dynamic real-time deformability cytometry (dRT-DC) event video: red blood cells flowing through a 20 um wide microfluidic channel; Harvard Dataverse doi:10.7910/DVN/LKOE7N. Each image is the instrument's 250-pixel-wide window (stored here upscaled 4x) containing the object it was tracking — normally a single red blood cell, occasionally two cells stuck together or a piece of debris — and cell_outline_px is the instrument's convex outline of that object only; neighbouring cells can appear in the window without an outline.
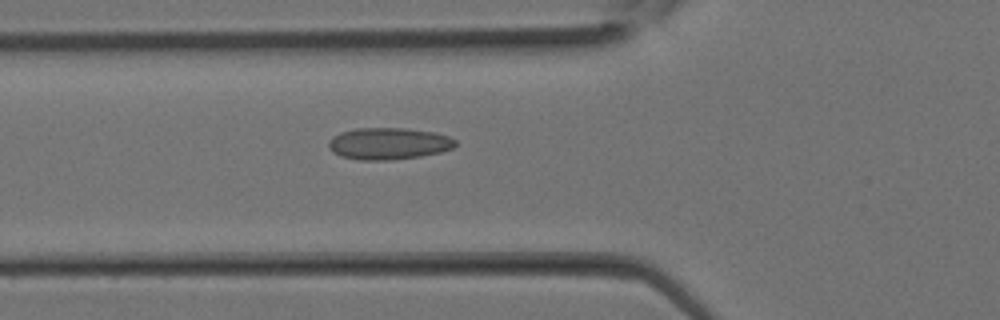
{"species": "Egyptian fruit bat (a non-hibernating species)", "species_latin": "Rousettus aegyptiacus", "temperature_condition": "room temperature", "stored_images_in_passage": 11, "camera_frame_rate_fps": 3000, "um_per_image_px": 0.085, "animal": {"sex": "female"}, "frame": {"image": 1, "passage_image": 7, "time_ms": 2.0, "image_size_px": [1000, 320], "cell_outline_px": [[456, 144], [452, 148], [440, 152], [420, 156], [388, 160], [360, 160], [340, 156], [332, 152], [328, 148], [328, 140], [332, 136], [340, 132], [356, 128], [408, 128], [432, 132], [448, 136], [456, 140]], "centroid_in_image_um": [32.98, 12.2], "position_along_channel_um": 92.8, "area_um2": 23.58}}
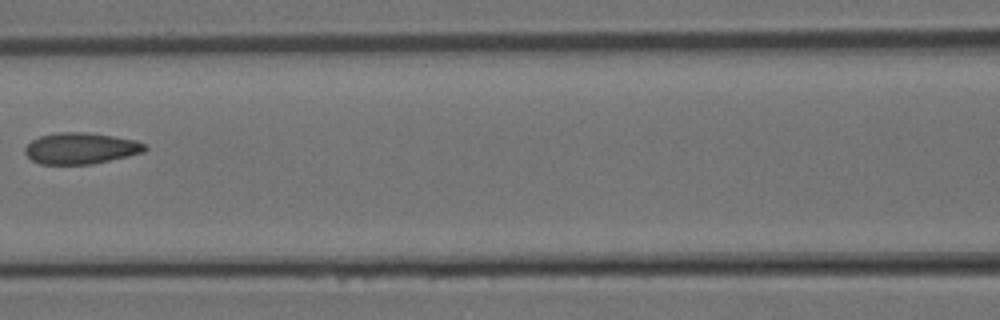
{"frame": {"image": 2, "passage_image": 10, "time_ms": 3.0, "image_size_px": [1000, 320], "cell_outline_px": [[148, 148], [144, 152], [128, 156], [92, 164], [40, 164], [32, 160], [24, 152], [24, 148], [32, 140], [40, 136], [60, 132], [88, 132], [136, 140], [144, 144]], "centroid_in_image_um": [6.86, 12.61], "position_along_channel_um": 159.7, "area_um2": 21.79}}